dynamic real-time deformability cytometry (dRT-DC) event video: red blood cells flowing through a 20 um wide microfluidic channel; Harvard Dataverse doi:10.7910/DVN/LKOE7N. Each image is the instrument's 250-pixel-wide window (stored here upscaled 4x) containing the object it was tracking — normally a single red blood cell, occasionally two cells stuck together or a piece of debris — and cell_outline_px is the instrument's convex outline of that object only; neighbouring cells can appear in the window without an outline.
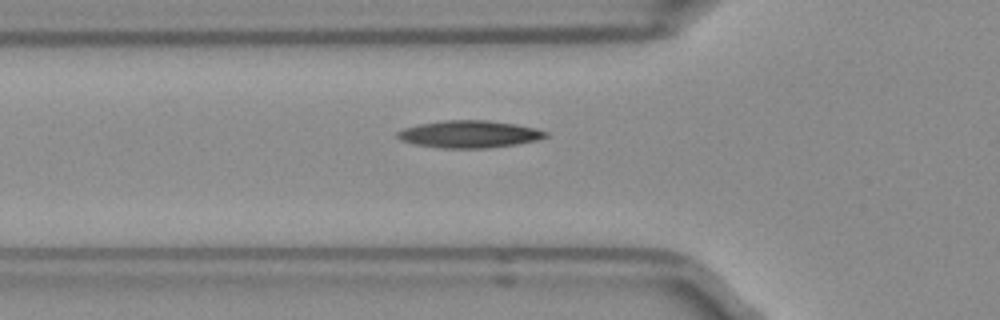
{"species": "Egyptian fruit bat (a non-hibernating species)", "species_latin": "Rousettus aegyptiacus", "temperature_condition": "room temperature", "stored_images_in_passage": 5, "camera_frame_rate_fps": 3000, "um_per_image_px": 0.085, "frame": {"image": 1, "passage_image": 5, "time_ms": 1.333, "image_size_px": [1000, 320], "cell_outline_px": [[548, 136], [536, 140], [516, 144], [488, 148], [440, 148], [412, 144], [400, 140], [396, 136], [396, 132], [404, 128], [420, 124], [444, 120], [488, 120], [516, 124], [536, 128], [548, 132]], "centroid_in_image_um": [39.87, 11.4], "position_along_channel_um": 85.9, "area_um2": 23.64}}